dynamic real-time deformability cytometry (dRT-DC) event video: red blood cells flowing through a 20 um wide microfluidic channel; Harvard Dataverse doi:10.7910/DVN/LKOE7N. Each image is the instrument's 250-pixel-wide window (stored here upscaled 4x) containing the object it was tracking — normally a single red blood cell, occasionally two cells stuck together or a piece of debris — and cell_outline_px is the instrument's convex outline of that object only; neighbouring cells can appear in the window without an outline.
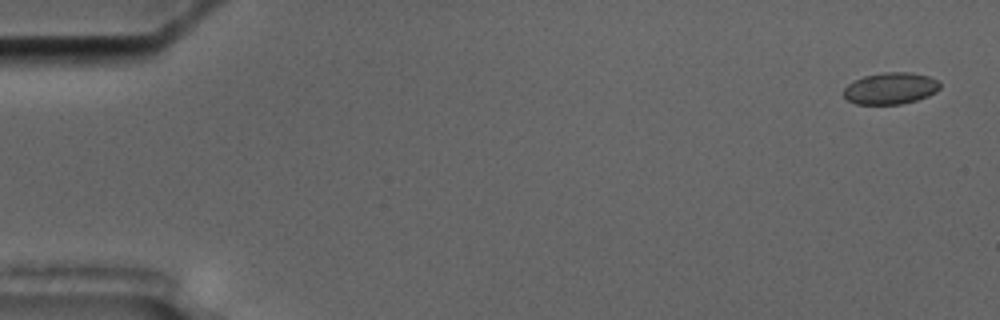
{"species": "common noctule bat (a hibernating species)", "species_latin": "Nyctalus noctula", "temperature_condition": "cold", "stored_images_in_passage": 4, "camera_frame_rate_fps": 3000, "um_per_image_px": 0.085, "animal": {"sex": "male", "body_mass_g": 17.5, "forearm_length_mm": 52.3}, "frame": {"image": 1, "passage_image": 1, "time_ms": 0.0, "image_size_px": [1000, 320], "cell_outline_px": [[940, 88], [936, 92], [928, 96], [916, 100], [900, 104], [856, 104], [848, 100], [844, 96], [844, 88], [852, 80], [864, 76], [884, 72], [912, 72], [928, 76], [936, 80], [940, 84]], "centroid_in_image_um": [75.68, 7.5], "position_along_channel_um": 9.3, "area_um2": 17.8}}
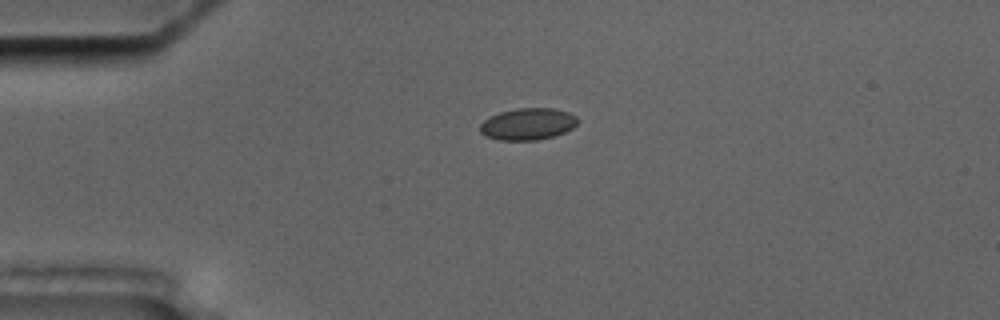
{"frame": {"image": 2, "passage_image": 4, "time_ms": 4.0, "image_size_px": [1000, 320], "cell_outline_px": [[580, 120], [572, 128], [564, 132], [552, 136], [536, 140], [500, 140], [484, 136], [480, 132], [480, 124], [488, 116], [500, 112], [516, 108], [556, 108], [568, 112], [576, 116]], "centroid_in_image_um": [44.85, 10.53], "position_along_channel_um": 40.2, "area_um2": 18.21}}